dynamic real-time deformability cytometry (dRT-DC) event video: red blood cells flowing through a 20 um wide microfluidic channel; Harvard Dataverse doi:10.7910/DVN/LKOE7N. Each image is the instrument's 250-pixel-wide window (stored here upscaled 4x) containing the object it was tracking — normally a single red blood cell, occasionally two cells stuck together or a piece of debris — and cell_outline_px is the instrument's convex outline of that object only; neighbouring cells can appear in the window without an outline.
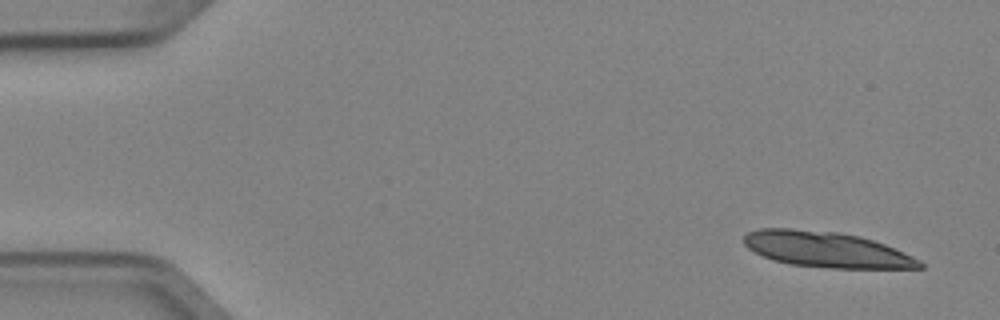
{"species": "Egyptian fruit bat (a non-hibernating species)", "species_latin": "Rousettus aegyptiacus", "temperature_condition": "cold", "stored_images_in_passage": 4, "camera_frame_rate_fps": 3000, "um_per_image_px": 0.085, "animal": {"sex": "female"}, "frame": {"image": 1, "passage_image": 1, "time_ms": 0.0, "image_size_px": [1000, 320], "cell_outline_px": [[924, 268], [832, 268], [792, 264], [772, 260], [748, 248], [744, 244], [744, 232], [760, 228], [792, 228], [840, 232], [860, 236], [884, 244], [912, 256], [920, 260], [924, 264]], "centroid_in_image_um": [70.22, 21.19], "position_along_channel_um": 14.8, "area_um2": 36.47}}